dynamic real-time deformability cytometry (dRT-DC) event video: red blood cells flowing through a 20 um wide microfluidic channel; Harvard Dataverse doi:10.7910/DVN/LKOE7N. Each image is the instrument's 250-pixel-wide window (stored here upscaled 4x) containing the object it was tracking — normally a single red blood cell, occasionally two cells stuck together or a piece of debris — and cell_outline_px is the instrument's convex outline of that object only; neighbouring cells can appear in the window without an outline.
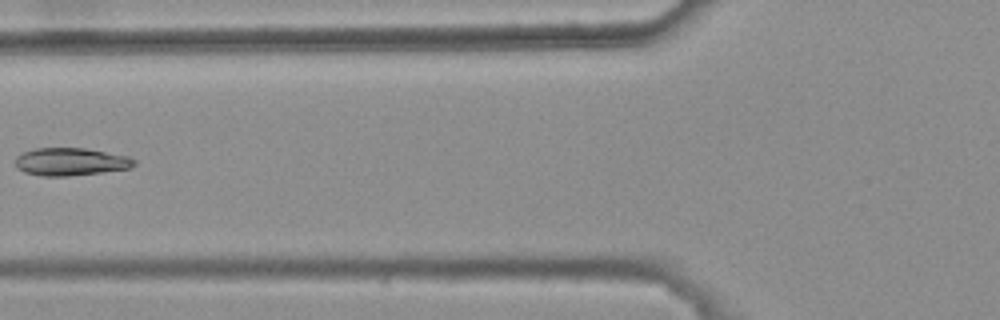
{"species": "common noctule bat (a hibernating species)", "species_latin": "Nyctalus noctula", "temperature_condition": "warm", "stored_images_in_passage": 8, "camera_frame_rate_fps": 3000, "um_per_image_px": 0.085, "animal": {"sex": "female", "body_mass_g": 25.1}, "frame": {"image": 1, "passage_image": 6, "time_ms": 1.667, "image_size_px": [1000, 320], "cell_outline_px": [[136, 164], [128, 168], [100, 172], [68, 176], [40, 176], [24, 172], [16, 168], [16, 156], [24, 152], [36, 148], [84, 148], [128, 156], [136, 160]], "centroid_in_image_um": [5.98, 13.75], "position_along_channel_um": 119.8, "area_um2": 19.07}}
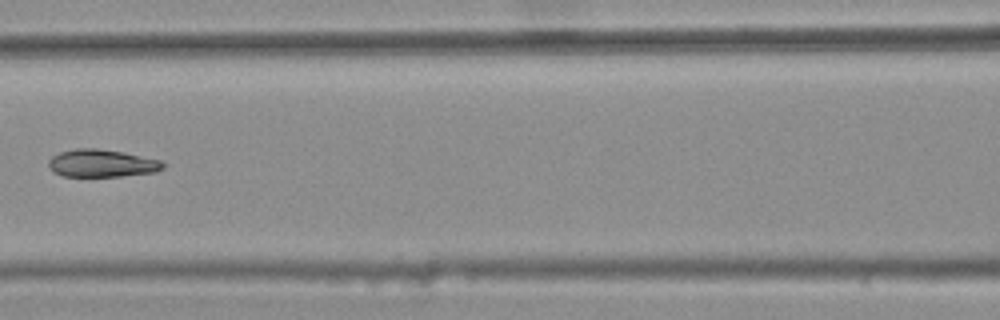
{"frame": {"image": 2, "passage_image": 7, "time_ms": 2.0, "image_size_px": [1000, 320], "cell_outline_px": [[168, 164], [164, 168], [156, 172], [120, 176], [64, 176], [52, 172], [48, 168], [48, 160], [52, 156], [60, 152], [76, 148], [96, 148], [124, 152], [160, 160]], "centroid_in_image_um": [8.66, 13.88], "position_along_channel_um": 157.9, "area_um2": 18.61}}
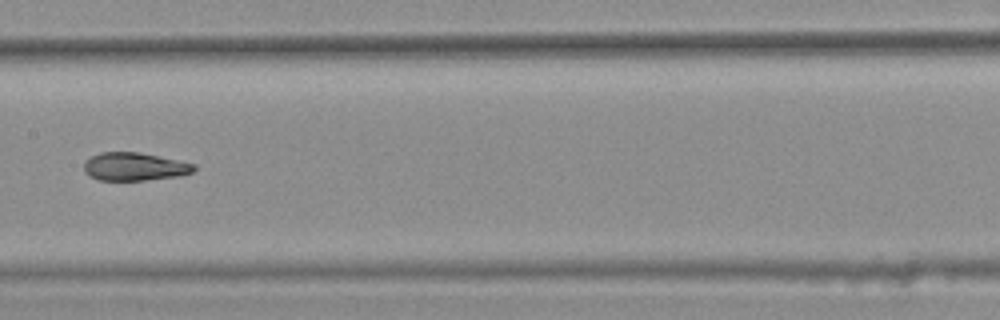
{"frame": {"image": 3, "passage_image": 8, "time_ms": 2.333, "image_size_px": [1000, 320], "cell_outline_px": [[196, 168], [192, 172], [180, 176], [144, 180], [100, 180], [84, 172], [84, 164], [92, 156], [100, 152], [140, 152], [196, 164]], "centroid_in_image_um": [11.46, 14.16], "position_along_channel_um": 195.9, "area_um2": 17.86}}